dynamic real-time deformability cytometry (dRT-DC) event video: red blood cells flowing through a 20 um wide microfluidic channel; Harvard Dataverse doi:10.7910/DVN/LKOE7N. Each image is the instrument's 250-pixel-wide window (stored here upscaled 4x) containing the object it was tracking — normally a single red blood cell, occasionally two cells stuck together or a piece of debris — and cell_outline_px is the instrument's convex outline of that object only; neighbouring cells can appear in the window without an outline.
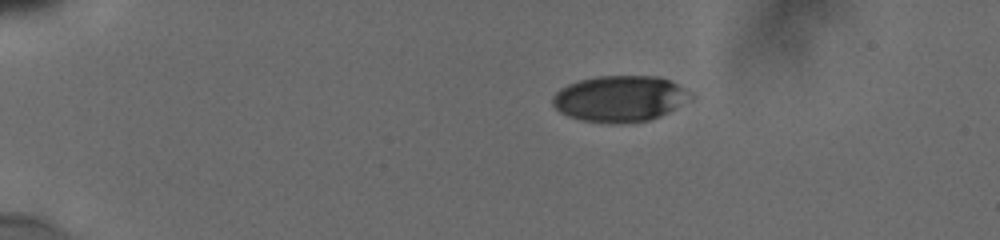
{"species": "human", "species_latin": "Homo sapiens", "temperature_condition": "cold", "stored_images_in_passage": 19, "camera_frame_rate_fps": 3000, "um_per_image_px": 0.085, "donor": {"sex": "male"}, "frame": {"image": 1, "passage_image": 1, "time_ms": 0.0, "image_size_px": [1000, 240], "cell_outline_px": [[696, 96], [692, 100], [660, 116], [648, 120], [620, 124], [608, 124], [580, 120], [568, 116], [560, 112], [552, 104], [552, 96], [560, 88], [568, 84], [580, 80], [596, 76], [660, 76], [692, 92]], "centroid_in_image_um": [52.71, 8.39], "position_along_channel_um": 32.3, "area_um2": 37.51}}